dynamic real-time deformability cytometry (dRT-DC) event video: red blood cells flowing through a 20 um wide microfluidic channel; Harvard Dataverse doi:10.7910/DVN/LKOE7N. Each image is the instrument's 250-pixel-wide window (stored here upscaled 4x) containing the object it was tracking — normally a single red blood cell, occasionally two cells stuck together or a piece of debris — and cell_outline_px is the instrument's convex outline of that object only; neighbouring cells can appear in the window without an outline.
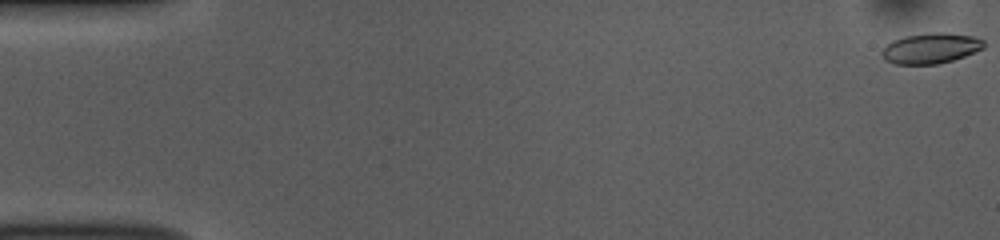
{"species": "common noctule bat (a hibernating species)", "species_latin": "Nyctalus noctula", "temperature_condition": "room temperature", "stored_images_in_passage": 54, "camera_frame_rate_fps": 3000, "um_per_image_px": 0.085, "animal": {"sex": "female", "body_mass_g": 10.0, "forearm_length_mm": 53.1}, "frame": {"image": 1, "passage_image": 1, "time_ms": 0.0, "image_size_px": [1000, 240], "cell_outline_px": [[984, 48], [964, 56], [952, 60], [936, 64], [896, 64], [884, 60], [880, 52], [892, 40], [904, 36], [932, 32], [944, 32], [972, 36], [984, 40]], "centroid_in_image_um": [79.09, 4.1], "position_along_channel_um": 5.9, "area_um2": 18.09}}
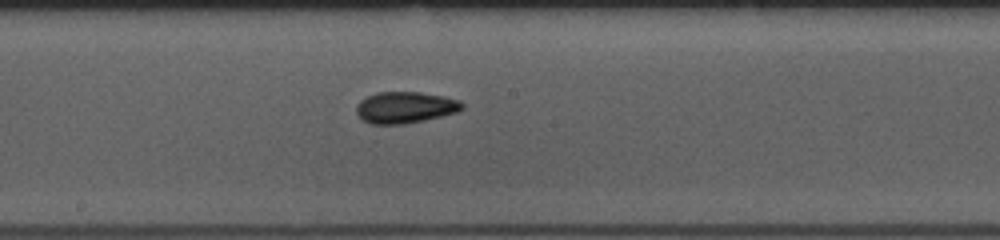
{"frame": {"image": 2, "passage_image": 29, "time_ms": 9.333, "image_size_px": [1000, 240], "cell_outline_px": [[464, 108], [456, 112], [424, 120], [404, 124], [368, 124], [360, 120], [356, 112], [356, 104], [360, 100], [376, 92], [420, 92], [444, 96], [460, 100], [464, 104]], "centroid_in_image_um": [34.4, 9.13], "position_along_channel_um": 213.8, "area_um2": 19.59}}
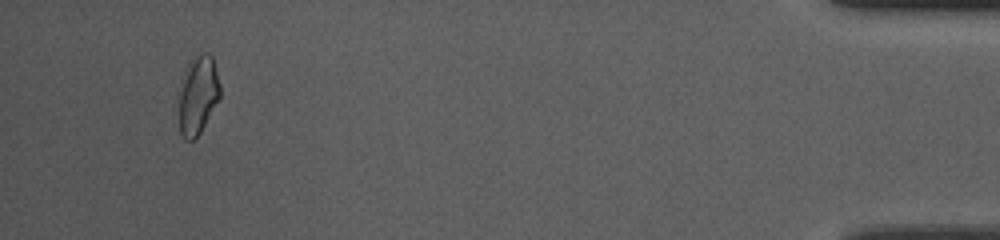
{"frame": {"image": 3, "passage_image": 51, "time_ms": 16.667, "image_size_px": [1000, 240], "cell_outline_px": [[220, 100], [196, 140], [184, 140], [180, 132], [180, 92], [184, 68], [188, 60], [192, 56], [200, 52], [208, 52], [212, 56], [220, 84]], "centroid_in_image_um": [16.84, 8.05], "position_along_channel_um": 418.4, "area_um2": 19.31}, "authors_computed_cell_mechanics": {"area_um2": 18.6116, "velocity_mm_per_s": 3.7748, "shape_relaxation_time_tau1_ms": 4.457, "shape_relaxation_time_tau2_ms": 1.8326, "deformation_change_tau1": 0.1471, "deformation_change_tau2": 0.0762}}